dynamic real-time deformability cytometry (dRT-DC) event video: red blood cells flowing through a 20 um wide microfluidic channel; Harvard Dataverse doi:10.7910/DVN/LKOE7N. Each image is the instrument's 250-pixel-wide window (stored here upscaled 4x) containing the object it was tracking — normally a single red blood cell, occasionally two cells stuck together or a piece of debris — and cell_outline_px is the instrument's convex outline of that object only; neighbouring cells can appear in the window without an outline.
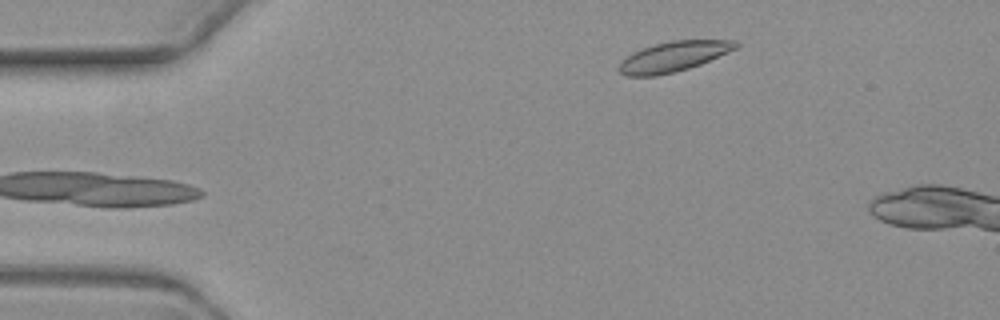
{"species": "common noctule bat (a hibernating species)", "species_latin": "Nyctalus noctula", "temperature_condition": "warm", "stored_images_in_passage": 4, "camera_frame_rate_fps": 3000, "um_per_image_px": 0.085, "animal": {"sex": "female", "body_mass_g": 19.3, "forearm_length_mm": 54.1}, "frame": {"image": 1, "passage_image": 4, "time_ms": 4.667, "image_size_px": [1000, 320], "cell_outline_px": [[740, 44], [736, 48], [700, 64], [688, 68], [656, 76], [624, 76], [620, 72], [620, 64], [632, 52], [652, 44], [672, 40], [736, 40]], "centroid_in_image_um": [57.24, 4.79], "position_along_channel_um": 27.8, "area_um2": 20.23}}